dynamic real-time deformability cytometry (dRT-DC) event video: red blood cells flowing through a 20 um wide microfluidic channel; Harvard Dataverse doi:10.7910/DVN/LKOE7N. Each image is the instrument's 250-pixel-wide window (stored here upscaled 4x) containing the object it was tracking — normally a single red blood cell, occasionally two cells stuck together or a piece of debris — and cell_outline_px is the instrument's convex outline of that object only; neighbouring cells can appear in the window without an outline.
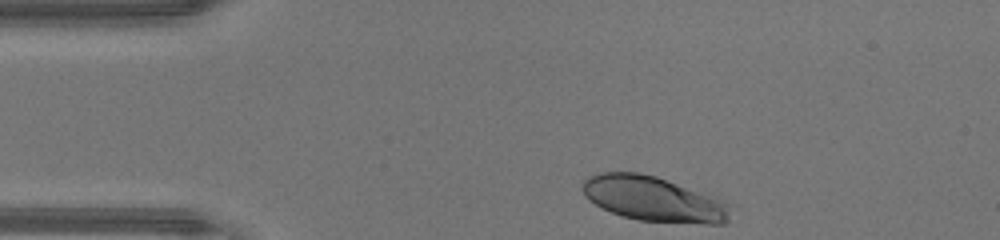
{"species": "human", "species_latin": "Homo sapiens", "temperature_condition": "warm", "stored_images_in_passage": 31, "camera_frame_rate_fps": 3000, "um_per_image_px": 0.085, "donor": {"sex": "male"}, "frame": {"image": 1, "passage_image": 1, "time_ms": 0.0, "image_size_px": [1000, 240], "cell_outline_px": [[728, 220], [724, 224], [704, 224], [640, 220], [624, 216], [612, 212], [588, 200], [584, 196], [580, 188], [580, 184], [588, 176], [600, 172], [640, 172], [656, 176], [720, 200], [728, 204]], "centroid_in_image_um": [55.45, 16.9], "position_along_channel_um": 29.5, "area_um2": 38.26}}
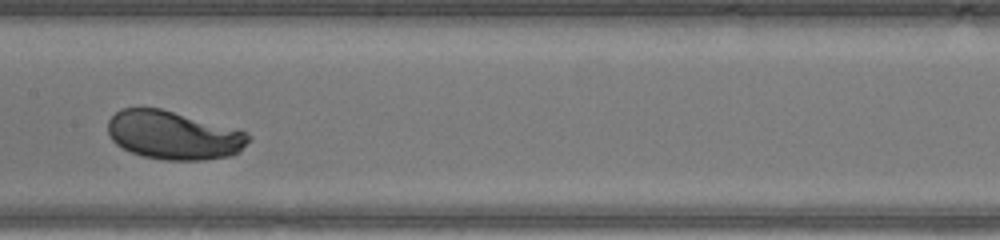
{"frame": {"image": 2, "passage_image": 16, "time_ms": 5.0, "image_size_px": [1000, 240], "cell_outline_px": [[252, 140], [240, 152], [232, 156], [204, 160], [164, 160], [144, 156], [132, 152], [116, 144], [112, 140], [108, 132], [108, 120], [120, 108], [160, 108], [240, 128], [248, 132], [252, 136]], "centroid_in_image_um": [14.84, 11.49], "position_along_channel_um": 192.6, "area_um2": 40.4}}
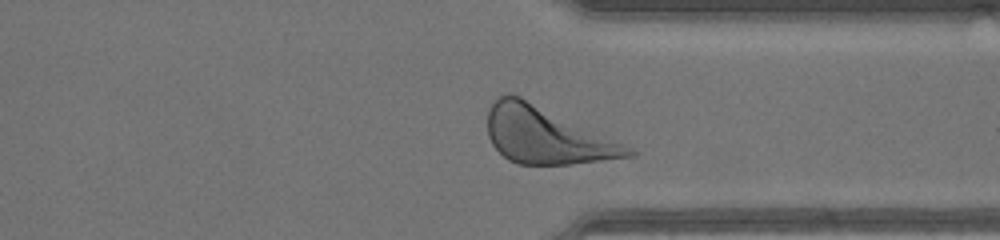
{"frame": {"image": 3, "passage_image": 28, "time_ms": 9.0, "image_size_px": [1000, 240], "cell_outline_px": [[636, 156], [572, 164], [516, 164], [508, 160], [492, 144], [488, 136], [488, 112], [492, 104], [500, 96], [508, 92], [520, 96], [624, 144], [632, 148], [636, 152]], "centroid_in_image_um": [46.43, 11.52], "position_along_channel_um": 365.0, "area_um2": 45.89}, "authors_computed_cell_mechanics": {"area_um2": 40.2288, "velocity_mm_per_s": 4.344, "shape_relaxation_time_tau1_ms": 2.0263, "shape_relaxation_time_tau2_ms": null, "deformation_change_tau1": 0.1614, "deformation_change_tau2": null}}